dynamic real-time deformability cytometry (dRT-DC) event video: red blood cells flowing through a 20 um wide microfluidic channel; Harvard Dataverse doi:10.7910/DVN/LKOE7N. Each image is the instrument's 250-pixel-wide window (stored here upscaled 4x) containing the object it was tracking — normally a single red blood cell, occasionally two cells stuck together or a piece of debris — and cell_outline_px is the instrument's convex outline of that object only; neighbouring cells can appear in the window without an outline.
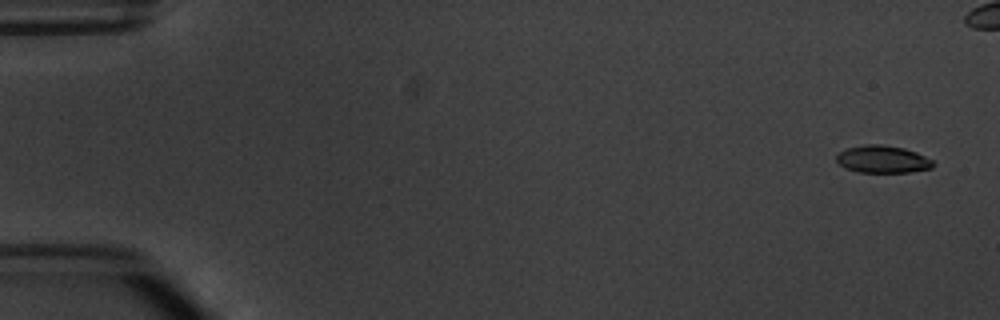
{"species": "common noctule bat (a hibernating species)", "species_latin": "Nyctalus noctula", "temperature_condition": "warm", "stored_images_in_passage": 4, "camera_frame_rate_fps": 3000, "um_per_image_px": 0.085, "animal": {"sex": "male", "body_mass_g": 20.1, "forearm_length_mm": 53.5}, "frame": {"image": 1, "passage_image": 1, "time_ms": 0.0, "image_size_px": [1000, 320], "cell_outline_px": [[936, 164], [932, 168], [908, 172], [860, 172], [848, 168], [840, 164], [836, 160], [836, 156], [840, 152], [848, 148], [864, 144], [880, 144], [904, 148], [916, 152], [932, 160]], "centroid_in_image_um": [75.05, 13.53], "position_along_channel_um": 9.9, "area_um2": 15.26}}